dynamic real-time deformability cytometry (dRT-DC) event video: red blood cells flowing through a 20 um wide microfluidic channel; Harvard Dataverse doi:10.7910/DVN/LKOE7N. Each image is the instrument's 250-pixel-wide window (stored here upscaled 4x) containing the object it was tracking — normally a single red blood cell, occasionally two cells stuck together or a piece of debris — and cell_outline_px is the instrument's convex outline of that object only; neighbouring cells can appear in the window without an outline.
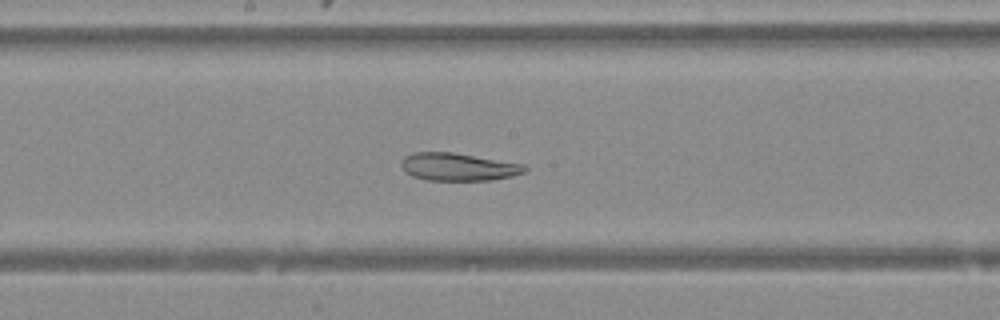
{"species": "Egyptian fruit bat (a non-hibernating species)", "species_latin": "Rousettus aegyptiacus", "temperature_condition": "warm", "stored_images_in_passage": 51, "segment_of_instrument_passage": [1, 2], "camera_frame_rate_fps": 3000, "um_per_image_px": 0.085, "animal": {"sex": "female"}, "frame": {"image": 1, "passage_image": 27, "time_ms": 8.667, "image_size_px": [1000, 320], "cell_outline_px": [[528, 168], [524, 172], [512, 176], [492, 180], [428, 180], [412, 176], [400, 164], [404, 156], [412, 152], [452, 152], [524, 164]], "centroid_in_image_um": [38.96, 14.18], "position_along_channel_um": 209.2, "area_um2": 19.83}}
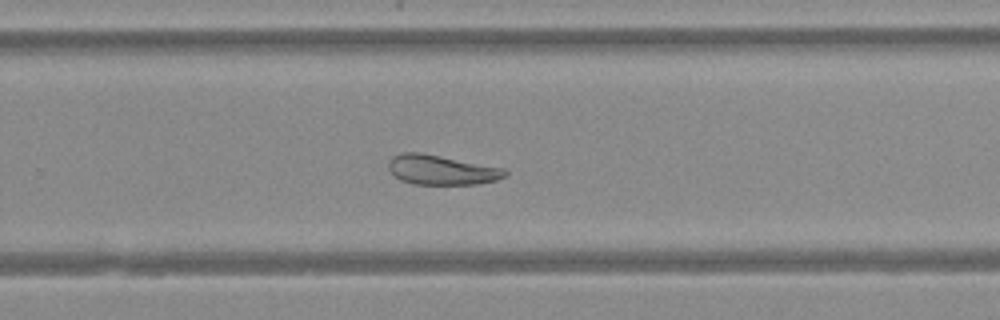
{"frame": {"image": 2, "passage_image": 33, "time_ms": 10.667, "image_size_px": [1000, 320], "cell_outline_px": [[508, 176], [496, 180], [476, 184], [412, 184], [400, 180], [388, 168], [388, 160], [392, 156], [404, 152], [420, 152], [504, 168], [508, 172]], "centroid_in_image_um": [37.52, 14.44], "position_along_channel_um": 292.3, "area_um2": 20.17}}
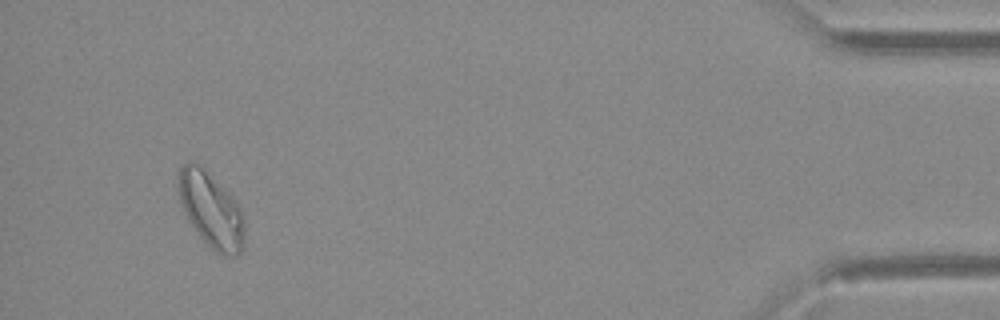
{"frame": {"image": 3, "passage_image": 47, "time_ms": 15.333, "image_size_px": [1000, 320], "cell_outline_px": [[244, 248], [236, 256], [220, 256], [196, 232], [188, 220], [184, 212], [176, 192], [176, 176], [180, 168], [184, 164], [204, 164], [228, 192], [240, 208], [244, 216]], "centroid_in_image_um": [17.92, 17.81], "position_along_channel_um": 417.3, "area_um2": 29.65}}